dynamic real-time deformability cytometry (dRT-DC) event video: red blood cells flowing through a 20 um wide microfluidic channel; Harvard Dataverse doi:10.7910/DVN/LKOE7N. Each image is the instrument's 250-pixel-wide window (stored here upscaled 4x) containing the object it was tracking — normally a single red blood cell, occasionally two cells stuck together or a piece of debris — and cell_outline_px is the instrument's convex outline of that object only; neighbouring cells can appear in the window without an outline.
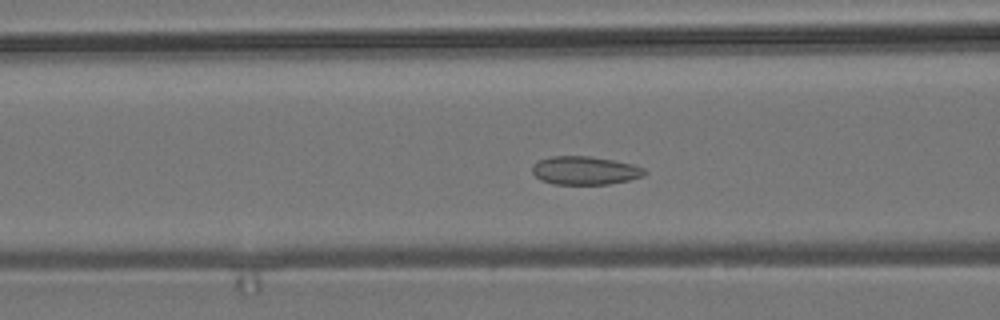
{"species": "common noctule bat (a hibernating species)", "species_latin": "Nyctalus noctula", "temperature_condition": "room temperature", "stored_images_in_passage": 53, "camera_frame_rate_fps": 3000, "um_per_image_px": 0.085, "animal": {"sex": "male", "body_mass_g": 19.2, "forearm_length_mm": 51.8}, "frame": {"image": 1, "passage_image": 20, "time_ms": 6.333, "image_size_px": [1000, 320], "cell_outline_px": [[648, 172], [644, 176], [628, 180], [608, 184], [552, 184], [540, 180], [532, 172], [532, 164], [540, 160], [552, 156], [588, 156], [612, 160], [632, 164], [644, 168]], "centroid_in_image_um": [49.71, 14.5], "position_along_channel_um": 116.9, "area_um2": 18.55}}
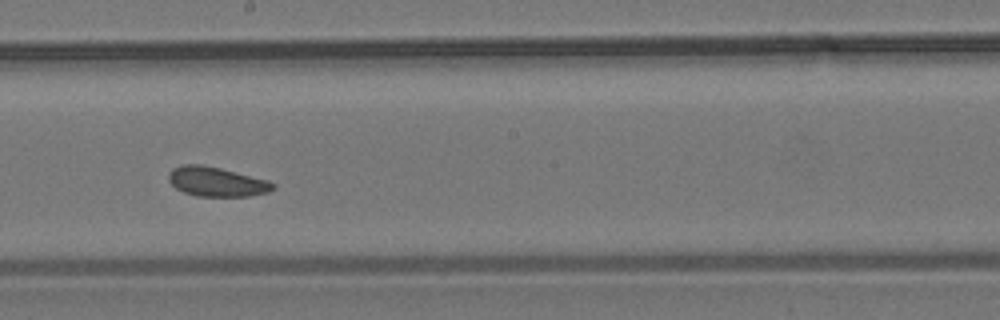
{"frame": {"image": 2, "passage_image": 29, "time_ms": 9.333, "image_size_px": [1000, 320], "cell_outline_px": [[276, 188], [268, 192], [248, 196], [196, 196], [184, 192], [176, 188], [168, 180], [168, 172], [172, 168], [184, 164], [200, 164], [220, 168], [268, 180], [276, 184]], "centroid_in_image_um": [18.4, 15.44], "position_along_channel_um": 229.8, "area_um2": 17.98}}
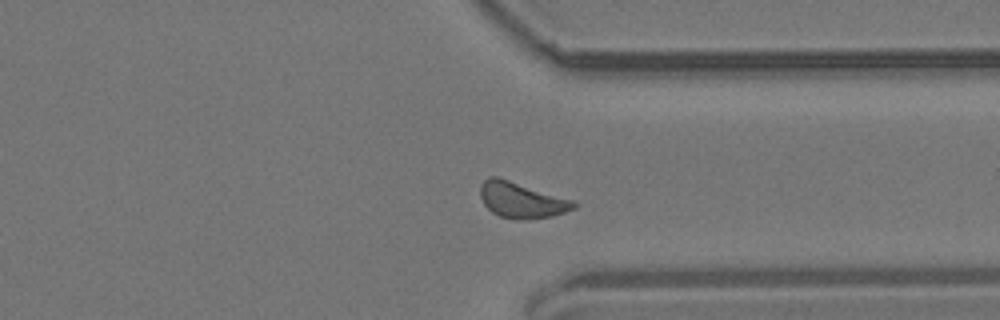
{"frame": {"image": 3, "passage_image": 40, "time_ms": 13.0, "image_size_px": [1000, 320], "cell_outline_px": [[576, 208], [552, 216], [524, 220], [520, 220], [500, 216], [492, 212], [484, 204], [480, 196], [480, 184], [488, 176], [500, 176], [572, 200], [576, 204]], "centroid_in_image_um": [44.29, 16.98], "position_along_channel_um": 367.1, "area_um2": 19.59}, "authors_computed_cell_mechanics": {"area_um2": 18.6116, "velocity_mm_per_s": 3.7667, "shape_relaxation_time_tau1_ms": 2.7774, "shape_relaxation_time_tau2_ms": 3.504, "deformation_change_tau1": 0.0396, "deformation_change_tau2": 0.076}}